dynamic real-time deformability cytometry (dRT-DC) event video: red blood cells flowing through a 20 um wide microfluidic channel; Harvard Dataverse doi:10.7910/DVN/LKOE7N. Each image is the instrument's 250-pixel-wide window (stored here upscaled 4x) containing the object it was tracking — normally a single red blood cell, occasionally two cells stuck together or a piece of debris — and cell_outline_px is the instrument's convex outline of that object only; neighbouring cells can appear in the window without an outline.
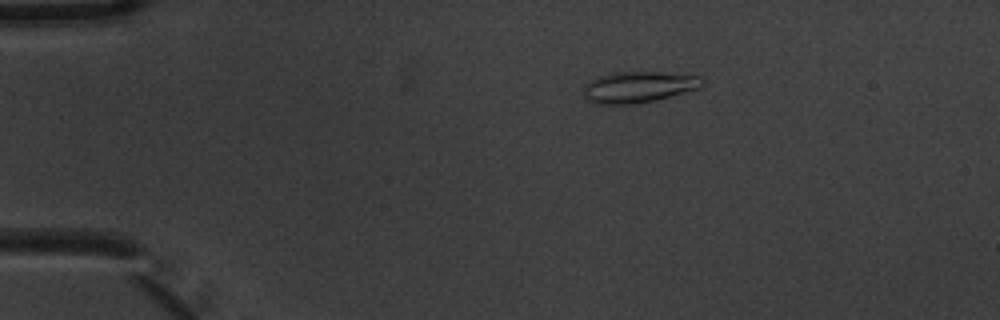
{"species": "common noctule bat (a hibernating species)", "species_latin": "Nyctalus noctula", "temperature_condition": "warm", "stored_images_in_passage": 6, "camera_frame_rate_fps": 3000, "um_per_image_px": 0.085, "animal": {"sex": "male", "body_mass_g": 20.1, "forearm_length_mm": 53.5}, "frame": {"image": 1, "passage_image": 3, "time_ms": 0.667, "image_size_px": [1000, 320], "cell_outline_px": [[704, 84], [700, 88], [656, 100], [636, 104], [596, 104], [588, 100], [584, 96], [584, 88], [588, 80], [612, 72], [660, 72], [704, 76]], "centroid_in_image_um": [54.3, 7.39], "position_along_channel_um": 30.7, "area_um2": 21.79}}
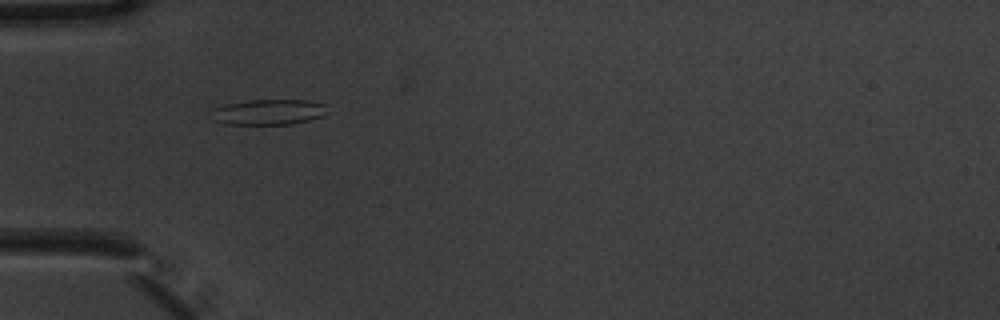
{"frame": {"image": 2, "passage_image": 5, "time_ms": 1.333, "image_size_px": [1000, 320], "cell_outline_px": [[324, 104], [320, 116], [308, 120], [292, 124], [224, 124], [212, 120], [212, 108], [228, 104], [252, 100], [308, 100]], "centroid_in_image_um": [22.72, 9.53], "position_along_channel_um": 62.3, "area_um2": 16.82}}